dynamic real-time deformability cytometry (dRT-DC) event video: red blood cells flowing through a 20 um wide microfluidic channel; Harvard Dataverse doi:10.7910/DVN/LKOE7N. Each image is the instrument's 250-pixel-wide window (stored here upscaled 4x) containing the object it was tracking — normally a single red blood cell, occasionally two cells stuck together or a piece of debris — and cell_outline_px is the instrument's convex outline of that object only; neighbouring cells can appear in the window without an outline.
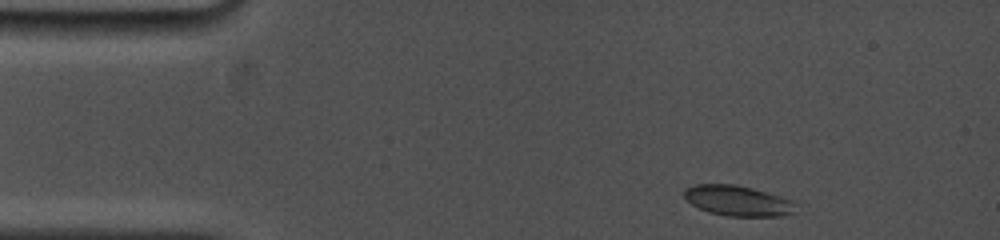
{"species": "common noctule bat (a hibernating species)", "species_latin": "Nyctalus noctula", "temperature_condition": "cold", "stored_images_in_passage": 34, "camera_frame_rate_fps": 5000, "um_per_image_px": 0.085, "animal": {"sex": "female", "body_mass_g": 19.0, "forearm_length_mm": 53.3}, "frame": {"image": 1, "passage_image": 1, "time_ms": 0.0, "image_size_px": [1000, 240], "cell_outline_px": [[796, 204], [792, 212], [784, 216], [724, 216], [708, 212], [692, 204], [684, 196], [684, 188], [696, 184], [736, 184], [752, 188], [780, 196], [792, 200]], "centroid_in_image_um": [62.69, 17.06], "position_along_channel_um": 22.3, "area_um2": 19.71}}
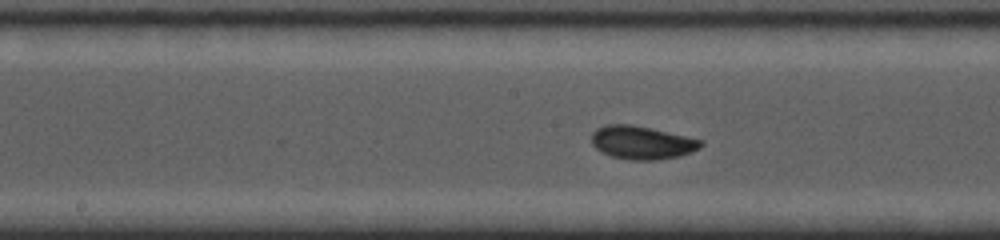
{"frame": {"image": 2, "passage_image": 20, "time_ms": 6.4, "image_size_px": [1000, 240], "cell_outline_px": [[704, 144], [700, 148], [692, 152], [680, 156], [656, 160], [632, 160], [612, 156], [596, 148], [592, 144], [592, 132], [596, 128], [604, 124], [632, 124], [652, 128], [704, 140]], "centroid_in_image_um": [54.59, 12.1], "position_along_channel_um": 193.6, "area_um2": 21.33}}
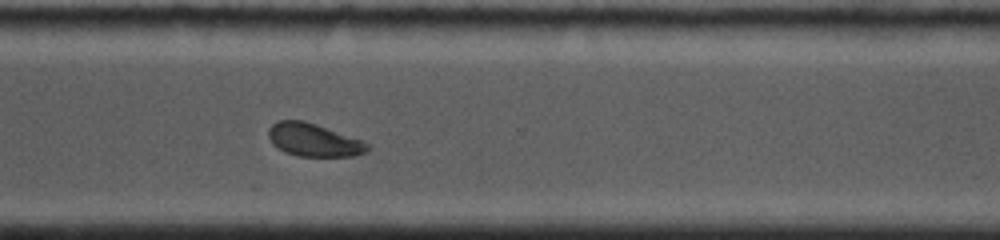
{"frame": {"image": 3, "passage_image": 34, "time_ms": 10.4, "image_size_px": [1000, 240], "cell_outline_px": [[368, 152], [352, 156], [296, 156], [284, 152], [272, 144], [268, 136], [268, 128], [272, 124], [280, 120], [304, 120], [364, 140], [368, 144]], "centroid_in_image_um": [26.66, 11.9], "position_along_channel_um": 343.9, "area_um2": 19.19}}